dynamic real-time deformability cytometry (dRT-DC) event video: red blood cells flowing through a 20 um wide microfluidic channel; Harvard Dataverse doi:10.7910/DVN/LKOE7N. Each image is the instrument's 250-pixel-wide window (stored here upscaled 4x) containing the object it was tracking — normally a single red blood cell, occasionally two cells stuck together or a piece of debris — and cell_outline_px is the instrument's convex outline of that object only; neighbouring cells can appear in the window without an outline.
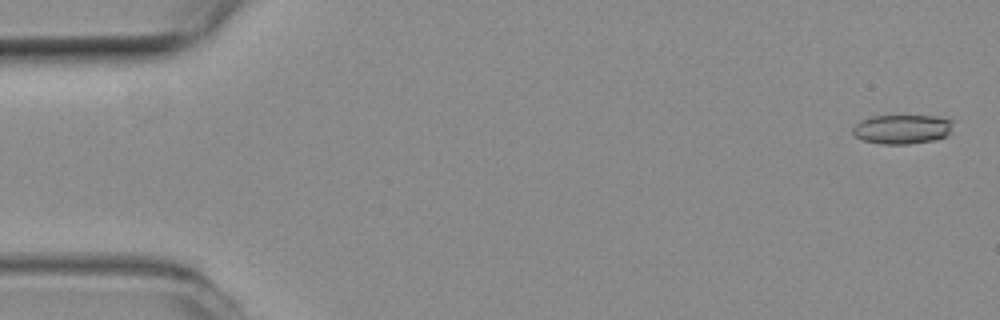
{"species": "common noctule bat (a hibernating species)", "species_latin": "Nyctalus noctula", "temperature_condition": "room temperature", "stored_images_in_passage": 8, "camera_frame_rate_fps": 3000, "um_per_image_px": 0.085, "animal": {"sex": "female", "body_mass_g": 19.3, "forearm_length_mm": 54.1}, "frame": {"image": 1, "passage_image": 2, "time_ms": 0.333, "image_size_px": [1000, 320], "cell_outline_px": [[952, 120], [948, 136], [932, 140], [908, 144], [880, 144], [864, 140], [856, 136], [852, 132], [852, 128], [860, 120], [872, 116], [936, 116]], "centroid_in_image_um": [76.66, 10.98], "position_along_channel_um": 8.3, "area_um2": 16.99}}